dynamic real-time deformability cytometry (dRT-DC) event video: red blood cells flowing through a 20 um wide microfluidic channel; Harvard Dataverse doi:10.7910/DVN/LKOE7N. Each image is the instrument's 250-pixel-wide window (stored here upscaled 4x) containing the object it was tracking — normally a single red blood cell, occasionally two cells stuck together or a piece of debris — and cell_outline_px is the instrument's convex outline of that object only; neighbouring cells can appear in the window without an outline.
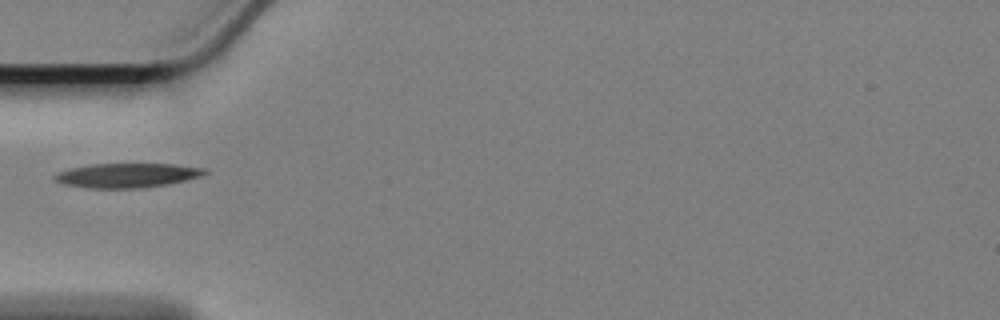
{"species": "Egyptian fruit bat (a non-hibernating species)", "species_latin": "Rousettus aegyptiacus", "temperature_condition": "cold", "stored_images_in_passage": 10, "camera_frame_rate_fps": 3000, "um_per_image_px": 0.085, "animal": {"sex": "female"}, "frame": {"image": 1, "passage_image": 1, "time_ms": 0.0, "image_size_px": [1000, 320], "cell_outline_px": [[208, 172], [200, 176], [168, 184], [140, 188], [88, 188], [64, 184], [56, 180], [52, 176], [56, 172], [68, 168], [92, 164], [176, 164], [208, 168]], "centroid_in_image_um": [10.79, 14.9], "position_along_channel_um": 74.2, "area_um2": 21.39}}
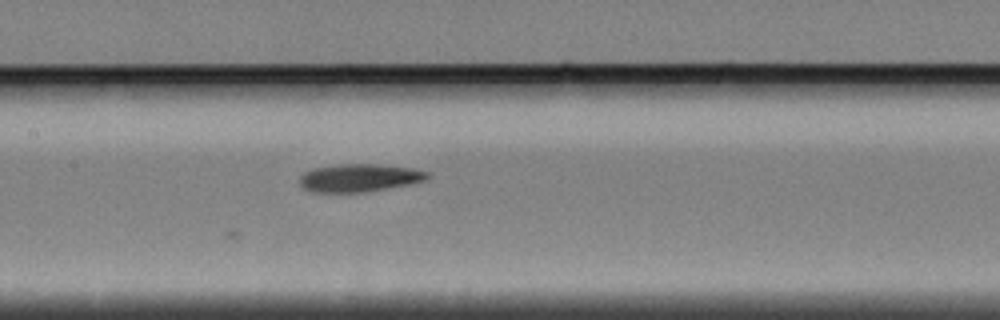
{"frame": {"image": 2, "passage_image": 10, "time_ms": 3.0, "image_size_px": [1000, 320], "cell_outline_px": [[432, 176], [428, 180], [388, 188], [364, 192], [312, 192], [304, 188], [300, 184], [300, 176], [304, 172], [312, 168], [336, 164], [376, 164], [412, 168], [428, 172]], "centroid_in_image_um": [30.55, 15.11], "position_along_channel_um": 176.8, "area_um2": 20.87}}